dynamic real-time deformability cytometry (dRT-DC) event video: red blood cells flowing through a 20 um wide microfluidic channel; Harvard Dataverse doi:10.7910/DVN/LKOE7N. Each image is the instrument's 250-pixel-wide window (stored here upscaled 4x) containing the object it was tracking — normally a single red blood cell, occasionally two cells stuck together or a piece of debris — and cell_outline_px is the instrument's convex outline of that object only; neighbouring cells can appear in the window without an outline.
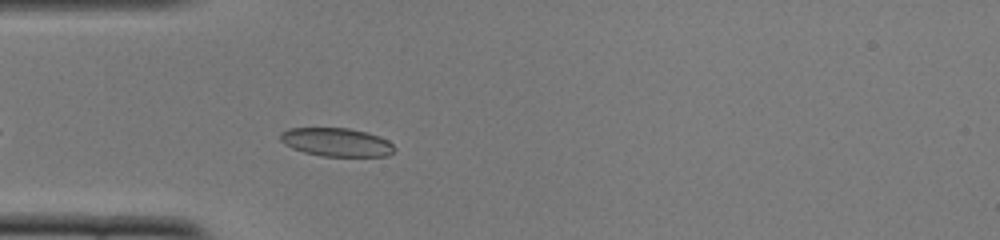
{"species": "common noctule bat (a hibernating species)", "species_latin": "Nyctalus noctula", "temperature_condition": "cold", "stored_images_in_passage": 42, "camera_frame_rate_fps": 3000, "um_per_image_px": 0.085, "animal": {"sex": "female", "body_mass_g": 22.0, "forearm_length_mm": 56.7}, "frame": {"image": 1, "passage_image": 6, "time_ms": 1.667, "image_size_px": [1000, 240], "cell_outline_px": [[396, 148], [388, 156], [320, 156], [304, 152], [292, 148], [284, 144], [280, 140], [280, 132], [288, 128], [348, 128], [368, 132], [380, 136], [388, 140]], "centroid_in_image_um": [28.6, 12.08], "position_along_channel_um": 56.4, "area_um2": 19.07}}
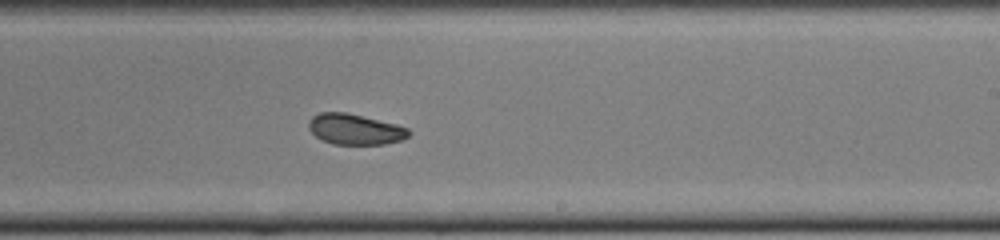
{"frame": {"image": 2, "passage_image": 22, "time_ms": 7.0, "image_size_px": [1000, 240], "cell_outline_px": [[412, 132], [408, 136], [400, 140], [384, 144], [332, 144], [316, 136], [308, 128], [308, 120], [312, 116], [320, 112], [344, 112], [396, 124], [408, 128]], "centroid_in_image_um": [30.16, 10.98], "position_along_channel_um": 258.8, "area_um2": 17.74}}
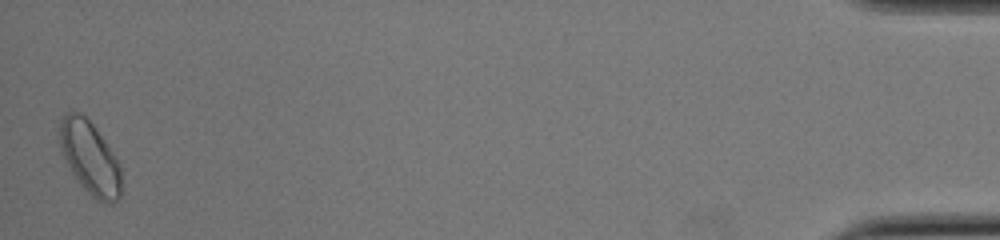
{"frame": {"image": 3, "passage_image": 42, "time_ms": 13.667, "image_size_px": [1000, 240], "cell_outline_px": [[120, 200], [112, 204], [104, 204], [92, 196], [80, 184], [72, 172], [60, 148], [60, 116], [64, 112], [80, 112], [92, 124], [120, 164]], "centroid_in_image_um": [7.64, 13.43], "position_along_channel_um": 427.6, "area_um2": 25.84}, "authors_computed_cell_mechanics": {"area_um2": 18.9584, "velocity_mm_per_s": 3.8756, "shape_relaxation_time_tau1_ms": 2.9279, "shape_relaxation_time_tau2_ms": 2.2865, "deformation_change_tau1": 0.0577, "deformation_change_tau2": 0.0521}}